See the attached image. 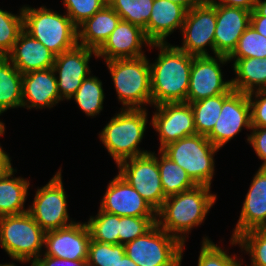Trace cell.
<instances>
[{"mask_svg": "<svg viewBox=\"0 0 266 266\" xmlns=\"http://www.w3.org/2000/svg\"><path fill=\"white\" fill-rule=\"evenodd\" d=\"M210 239L208 236L202 238L197 266H242L244 264L241 255V258L234 253L229 255L228 250L221 248Z\"/></svg>", "mask_w": 266, "mask_h": 266, "instance_id": "836d02e7", "label": "cell"}, {"mask_svg": "<svg viewBox=\"0 0 266 266\" xmlns=\"http://www.w3.org/2000/svg\"><path fill=\"white\" fill-rule=\"evenodd\" d=\"M90 233L85 222L77 221L70 226L45 232L44 255L60 259H88Z\"/></svg>", "mask_w": 266, "mask_h": 266, "instance_id": "e0dca14e", "label": "cell"}, {"mask_svg": "<svg viewBox=\"0 0 266 266\" xmlns=\"http://www.w3.org/2000/svg\"><path fill=\"white\" fill-rule=\"evenodd\" d=\"M118 174L126 180L157 212L166 197L161 185L158 153L128 158L117 165Z\"/></svg>", "mask_w": 266, "mask_h": 266, "instance_id": "30bf717a", "label": "cell"}, {"mask_svg": "<svg viewBox=\"0 0 266 266\" xmlns=\"http://www.w3.org/2000/svg\"><path fill=\"white\" fill-rule=\"evenodd\" d=\"M22 77L7 57H0V116L22 107Z\"/></svg>", "mask_w": 266, "mask_h": 266, "instance_id": "4316f807", "label": "cell"}, {"mask_svg": "<svg viewBox=\"0 0 266 266\" xmlns=\"http://www.w3.org/2000/svg\"><path fill=\"white\" fill-rule=\"evenodd\" d=\"M230 245H239L242 252L250 257L254 266H266V228L248 230L236 239L230 238Z\"/></svg>", "mask_w": 266, "mask_h": 266, "instance_id": "d6a6232c", "label": "cell"}, {"mask_svg": "<svg viewBox=\"0 0 266 266\" xmlns=\"http://www.w3.org/2000/svg\"><path fill=\"white\" fill-rule=\"evenodd\" d=\"M173 3H176L187 10H191L192 8L201 5L205 0H168Z\"/></svg>", "mask_w": 266, "mask_h": 266, "instance_id": "f6af8a7d", "label": "cell"}, {"mask_svg": "<svg viewBox=\"0 0 266 266\" xmlns=\"http://www.w3.org/2000/svg\"><path fill=\"white\" fill-rule=\"evenodd\" d=\"M62 3L66 10L65 13L78 28L100 11L107 4V0H62Z\"/></svg>", "mask_w": 266, "mask_h": 266, "instance_id": "f35d334b", "label": "cell"}, {"mask_svg": "<svg viewBox=\"0 0 266 266\" xmlns=\"http://www.w3.org/2000/svg\"><path fill=\"white\" fill-rule=\"evenodd\" d=\"M250 25L266 37V17L260 16L255 10L251 12Z\"/></svg>", "mask_w": 266, "mask_h": 266, "instance_id": "ee69618b", "label": "cell"}, {"mask_svg": "<svg viewBox=\"0 0 266 266\" xmlns=\"http://www.w3.org/2000/svg\"><path fill=\"white\" fill-rule=\"evenodd\" d=\"M229 95L220 94L190 103L194 114L196 134L207 136L213 130L219 118L223 101Z\"/></svg>", "mask_w": 266, "mask_h": 266, "instance_id": "f546056e", "label": "cell"}, {"mask_svg": "<svg viewBox=\"0 0 266 266\" xmlns=\"http://www.w3.org/2000/svg\"><path fill=\"white\" fill-rule=\"evenodd\" d=\"M153 108L156 110L149 124L158 133L159 150L181 138L196 134L190 103H164Z\"/></svg>", "mask_w": 266, "mask_h": 266, "instance_id": "4fadbf2b", "label": "cell"}, {"mask_svg": "<svg viewBox=\"0 0 266 266\" xmlns=\"http://www.w3.org/2000/svg\"><path fill=\"white\" fill-rule=\"evenodd\" d=\"M187 11L171 1L154 0L147 23V39L151 43H168L169 35L177 29L181 32Z\"/></svg>", "mask_w": 266, "mask_h": 266, "instance_id": "603a6c76", "label": "cell"}, {"mask_svg": "<svg viewBox=\"0 0 266 266\" xmlns=\"http://www.w3.org/2000/svg\"><path fill=\"white\" fill-rule=\"evenodd\" d=\"M211 4H220L230 7H239L248 11H253L257 0H207Z\"/></svg>", "mask_w": 266, "mask_h": 266, "instance_id": "7bdbcfd3", "label": "cell"}, {"mask_svg": "<svg viewBox=\"0 0 266 266\" xmlns=\"http://www.w3.org/2000/svg\"><path fill=\"white\" fill-rule=\"evenodd\" d=\"M12 159L0 144V174L11 163Z\"/></svg>", "mask_w": 266, "mask_h": 266, "instance_id": "bcb514c9", "label": "cell"}, {"mask_svg": "<svg viewBox=\"0 0 266 266\" xmlns=\"http://www.w3.org/2000/svg\"><path fill=\"white\" fill-rule=\"evenodd\" d=\"M216 201L217 194L211 193V187L196 185L167 197L157 211L156 224L186 244L189 233L204 223Z\"/></svg>", "mask_w": 266, "mask_h": 266, "instance_id": "7a4b0ae2", "label": "cell"}, {"mask_svg": "<svg viewBox=\"0 0 266 266\" xmlns=\"http://www.w3.org/2000/svg\"><path fill=\"white\" fill-rule=\"evenodd\" d=\"M158 168L160 171L161 185L165 197L190 190L196 184L187 175V172L158 150Z\"/></svg>", "mask_w": 266, "mask_h": 266, "instance_id": "83f0119b", "label": "cell"}, {"mask_svg": "<svg viewBox=\"0 0 266 266\" xmlns=\"http://www.w3.org/2000/svg\"><path fill=\"white\" fill-rule=\"evenodd\" d=\"M151 44L141 27L120 20L104 44L96 51L97 59L102 58L105 62L145 56L146 51L143 48L150 47Z\"/></svg>", "mask_w": 266, "mask_h": 266, "instance_id": "ac0fdd59", "label": "cell"}, {"mask_svg": "<svg viewBox=\"0 0 266 266\" xmlns=\"http://www.w3.org/2000/svg\"><path fill=\"white\" fill-rule=\"evenodd\" d=\"M63 186L60 167L47 184L37 187L34 200L28 206L29 214L45 232L64 228L76 222L69 216L67 195Z\"/></svg>", "mask_w": 266, "mask_h": 266, "instance_id": "9c48e42d", "label": "cell"}, {"mask_svg": "<svg viewBox=\"0 0 266 266\" xmlns=\"http://www.w3.org/2000/svg\"><path fill=\"white\" fill-rule=\"evenodd\" d=\"M5 130H6L5 123L0 120V137H2L5 134Z\"/></svg>", "mask_w": 266, "mask_h": 266, "instance_id": "681fc988", "label": "cell"}, {"mask_svg": "<svg viewBox=\"0 0 266 266\" xmlns=\"http://www.w3.org/2000/svg\"><path fill=\"white\" fill-rule=\"evenodd\" d=\"M266 228V169L258 168L249 189L231 238L252 229Z\"/></svg>", "mask_w": 266, "mask_h": 266, "instance_id": "d6986e66", "label": "cell"}, {"mask_svg": "<svg viewBox=\"0 0 266 266\" xmlns=\"http://www.w3.org/2000/svg\"><path fill=\"white\" fill-rule=\"evenodd\" d=\"M254 10L260 15L266 17V0H257Z\"/></svg>", "mask_w": 266, "mask_h": 266, "instance_id": "7dc6e473", "label": "cell"}, {"mask_svg": "<svg viewBox=\"0 0 266 266\" xmlns=\"http://www.w3.org/2000/svg\"><path fill=\"white\" fill-rule=\"evenodd\" d=\"M22 13L23 29L56 56L78 44L77 27L65 12L60 14L44 5H24Z\"/></svg>", "mask_w": 266, "mask_h": 266, "instance_id": "5b68a950", "label": "cell"}, {"mask_svg": "<svg viewBox=\"0 0 266 266\" xmlns=\"http://www.w3.org/2000/svg\"><path fill=\"white\" fill-rule=\"evenodd\" d=\"M6 57L21 74H25L52 68L56 55L23 29Z\"/></svg>", "mask_w": 266, "mask_h": 266, "instance_id": "7402d4cb", "label": "cell"}, {"mask_svg": "<svg viewBox=\"0 0 266 266\" xmlns=\"http://www.w3.org/2000/svg\"><path fill=\"white\" fill-rule=\"evenodd\" d=\"M220 148L204 135L194 134L172 142L161 151L182 167L196 185L212 187L215 175L214 156Z\"/></svg>", "mask_w": 266, "mask_h": 266, "instance_id": "52a82bcc", "label": "cell"}, {"mask_svg": "<svg viewBox=\"0 0 266 266\" xmlns=\"http://www.w3.org/2000/svg\"><path fill=\"white\" fill-rule=\"evenodd\" d=\"M120 20V16L106 4L77 28L78 44L97 51Z\"/></svg>", "mask_w": 266, "mask_h": 266, "instance_id": "d4e9b609", "label": "cell"}, {"mask_svg": "<svg viewBox=\"0 0 266 266\" xmlns=\"http://www.w3.org/2000/svg\"><path fill=\"white\" fill-rule=\"evenodd\" d=\"M91 240L108 243L119 244V216L98 209V213L85 222Z\"/></svg>", "mask_w": 266, "mask_h": 266, "instance_id": "1f68e13d", "label": "cell"}, {"mask_svg": "<svg viewBox=\"0 0 266 266\" xmlns=\"http://www.w3.org/2000/svg\"><path fill=\"white\" fill-rule=\"evenodd\" d=\"M70 100H74L88 118L96 117L104 108L105 93L102 81L91 73L82 81Z\"/></svg>", "mask_w": 266, "mask_h": 266, "instance_id": "f1b7e54d", "label": "cell"}, {"mask_svg": "<svg viewBox=\"0 0 266 266\" xmlns=\"http://www.w3.org/2000/svg\"><path fill=\"white\" fill-rule=\"evenodd\" d=\"M266 57V37L258 33L251 25L238 40L236 48L228 58H259Z\"/></svg>", "mask_w": 266, "mask_h": 266, "instance_id": "d590c367", "label": "cell"}, {"mask_svg": "<svg viewBox=\"0 0 266 266\" xmlns=\"http://www.w3.org/2000/svg\"><path fill=\"white\" fill-rule=\"evenodd\" d=\"M158 56L150 64L152 107L187 102L193 56L168 43H152Z\"/></svg>", "mask_w": 266, "mask_h": 266, "instance_id": "6da1fadb", "label": "cell"}, {"mask_svg": "<svg viewBox=\"0 0 266 266\" xmlns=\"http://www.w3.org/2000/svg\"><path fill=\"white\" fill-rule=\"evenodd\" d=\"M246 141L262 161L259 168L266 169V127H251V132L247 134Z\"/></svg>", "mask_w": 266, "mask_h": 266, "instance_id": "60d3db41", "label": "cell"}, {"mask_svg": "<svg viewBox=\"0 0 266 266\" xmlns=\"http://www.w3.org/2000/svg\"><path fill=\"white\" fill-rule=\"evenodd\" d=\"M43 257V258H42ZM35 266H90L88 260L60 259L43 253L33 263Z\"/></svg>", "mask_w": 266, "mask_h": 266, "instance_id": "b9f144b4", "label": "cell"}, {"mask_svg": "<svg viewBox=\"0 0 266 266\" xmlns=\"http://www.w3.org/2000/svg\"><path fill=\"white\" fill-rule=\"evenodd\" d=\"M227 56H193L187 102H196L220 94H231L232 80L223 77L221 68L229 64Z\"/></svg>", "mask_w": 266, "mask_h": 266, "instance_id": "8fae6325", "label": "cell"}, {"mask_svg": "<svg viewBox=\"0 0 266 266\" xmlns=\"http://www.w3.org/2000/svg\"><path fill=\"white\" fill-rule=\"evenodd\" d=\"M0 266H17V265H15V263H13V262H9V263H2V264H0Z\"/></svg>", "mask_w": 266, "mask_h": 266, "instance_id": "f907efd6", "label": "cell"}, {"mask_svg": "<svg viewBox=\"0 0 266 266\" xmlns=\"http://www.w3.org/2000/svg\"><path fill=\"white\" fill-rule=\"evenodd\" d=\"M243 129L251 131V106L247 93L233 91L224 101L213 130L206 136L223 148Z\"/></svg>", "mask_w": 266, "mask_h": 266, "instance_id": "5bb4252c", "label": "cell"}, {"mask_svg": "<svg viewBox=\"0 0 266 266\" xmlns=\"http://www.w3.org/2000/svg\"><path fill=\"white\" fill-rule=\"evenodd\" d=\"M215 28L216 4L205 0L201 5L187 11L180 32L183 38L182 45L176 46L194 57L211 56V53L215 55Z\"/></svg>", "mask_w": 266, "mask_h": 266, "instance_id": "7c38bea8", "label": "cell"}, {"mask_svg": "<svg viewBox=\"0 0 266 266\" xmlns=\"http://www.w3.org/2000/svg\"><path fill=\"white\" fill-rule=\"evenodd\" d=\"M251 106V127H266V89L248 93Z\"/></svg>", "mask_w": 266, "mask_h": 266, "instance_id": "ab89813d", "label": "cell"}, {"mask_svg": "<svg viewBox=\"0 0 266 266\" xmlns=\"http://www.w3.org/2000/svg\"><path fill=\"white\" fill-rule=\"evenodd\" d=\"M232 62V88L234 91L250 93L266 89V57L259 58H228Z\"/></svg>", "mask_w": 266, "mask_h": 266, "instance_id": "484cf974", "label": "cell"}, {"mask_svg": "<svg viewBox=\"0 0 266 266\" xmlns=\"http://www.w3.org/2000/svg\"><path fill=\"white\" fill-rule=\"evenodd\" d=\"M157 217H119V244L125 245L144 235L156 224Z\"/></svg>", "mask_w": 266, "mask_h": 266, "instance_id": "74e56055", "label": "cell"}, {"mask_svg": "<svg viewBox=\"0 0 266 266\" xmlns=\"http://www.w3.org/2000/svg\"><path fill=\"white\" fill-rule=\"evenodd\" d=\"M22 30V7L17 14L0 8V57H6L11 52Z\"/></svg>", "mask_w": 266, "mask_h": 266, "instance_id": "e575fe53", "label": "cell"}, {"mask_svg": "<svg viewBox=\"0 0 266 266\" xmlns=\"http://www.w3.org/2000/svg\"><path fill=\"white\" fill-rule=\"evenodd\" d=\"M122 109L152 107L150 64L147 55L104 62Z\"/></svg>", "mask_w": 266, "mask_h": 266, "instance_id": "277c9868", "label": "cell"}, {"mask_svg": "<svg viewBox=\"0 0 266 266\" xmlns=\"http://www.w3.org/2000/svg\"><path fill=\"white\" fill-rule=\"evenodd\" d=\"M93 55L97 58L95 50L77 44L56 56L52 68L57 79L59 95L63 101H69L82 81L91 74L89 62Z\"/></svg>", "mask_w": 266, "mask_h": 266, "instance_id": "9a60e30c", "label": "cell"}, {"mask_svg": "<svg viewBox=\"0 0 266 266\" xmlns=\"http://www.w3.org/2000/svg\"><path fill=\"white\" fill-rule=\"evenodd\" d=\"M44 235L28 211L0 217V246L15 262L33 264L44 251Z\"/></svg>", "mask_w": 266, "mask_h": 266, "instance_id": "8992f818", "label": "cell"}, {"mask_svg": "<svg viewBox=\"0 0 266 266\" xmlns=\"http://www.w3.org/2000/svg\"><path fill=\"white\" fill-rule=\"evenodd\" d=\"M124 246L126 255L138 266H182L185 244L157 224Z\"/></svg>", "mask_w": 266, "mask_h": 266, "instance_id": "ba28073f", "label": "cell"}, {"mask_svg": "<svg viewBox=\"0 0 266 266\" xmlns=\"http://www.w3.org/2000/svg\"><path fill=\"white\" fill-rule=\"evenodd\" d=\"M251 11L216 4L215 55L229 56L250 25Z\"/></svg>", "mask_w": 266, "mask_h": 266, "instance_id": "ffe728a7", "label": "cell"}, {"mask_svg": "<svg viewBox=\"0 0 266 266\" xmlns=\"http://www.w3.org/2000/svg\"><path fill=\"white\" fill-rule=\"evenodd\" d=\"M99 209L119 217H157V212L119 174L109 181Z\"/></svg>", "mask_w": 266, "mask_h": 266, "instance_id": "2e32d148", "label": "cell"}, {"mask_svg": "<svg viewBox=\"0 0 266 266\" xmlns=\"http://www.w3.org/2000/svg\"><path fill=\"white\" fill-rule=\"evenodd\" d=\"M117 266H138V265L125 254L123 258L119 260Z\"/></svg>", "mask_w": 266, "mask_h": 266, "instance_id": "c3c4849f", "label": "cell"}, {"mask_svg": "<svg viewBox=\"0 0 266 266\" xmlns=\"http://www.w3.org/2000/svg\"><path fill=\"white\" fill-rule=\"evenodd\" d=\"M15 173L17 169L10 163L0 174V217L28 211V206L25 209V203L29 195L30 181L24 177H15Z\"/></svg>", "mask_w": 266, "mask_h": 266, "instance_id": "cb8c5ba5", "label": "cell"}, {"mask_svg": "<svg viewBox=\"0 0 266 266\" xmlns=\"http://www.w3.org/2000/svg\"><path fill=\"white\" fill-rule=\"evenodd\" d=\"M125 254L123 244H108L91 240L87 260L90 266H117Z\"/></svg>", "mask_w": 266, "mask_h": 266, "instance_id": "8d00e7d4", "label": "cell"}, {"mask_svg": "<svg viewBox=\"0 0 266 266\" xmlns=\"http://www.w3.org/2000/svg\"><path fill=\"white\" fill-rule=\"evenodd\" d=\"M98 133L106 151L117 165L121 161L150 153L140 148L147 129V109L120 108Z\"/></svg>", "mask_w": 266, "mask_h": 266, "instance_id": "3957f363", "label": "cell"}, {"mask_svg": "<svg viewBox=\"0 0 266 266\" xmlns=\"http://www.w3.org/2000/svg\"><path fill=\"white\" fill-rule=\"evenodd\" d=\"M61 101L53 68L23 74L22 108L51 109Z\"/></svg>", "mask_w": 266, "mask_h": 266, "instance_id": "44dd1931", "label": "cell"}, {"mask_svg": "<svg viewBox=\"0 0 266 266\" xmlns=\"http://www.w3.org/2000/svg\"><path fill=\"white\" fill-rule=\"evenodd\" d=\"M154 0H107V4L121 20L141 27L147 37V23L150 19Z\"/></svg>", "mask_w": 266, "mask_h": 266, "instance_id": "4dcf8cb0", "label": "cell"}]
</instances>
